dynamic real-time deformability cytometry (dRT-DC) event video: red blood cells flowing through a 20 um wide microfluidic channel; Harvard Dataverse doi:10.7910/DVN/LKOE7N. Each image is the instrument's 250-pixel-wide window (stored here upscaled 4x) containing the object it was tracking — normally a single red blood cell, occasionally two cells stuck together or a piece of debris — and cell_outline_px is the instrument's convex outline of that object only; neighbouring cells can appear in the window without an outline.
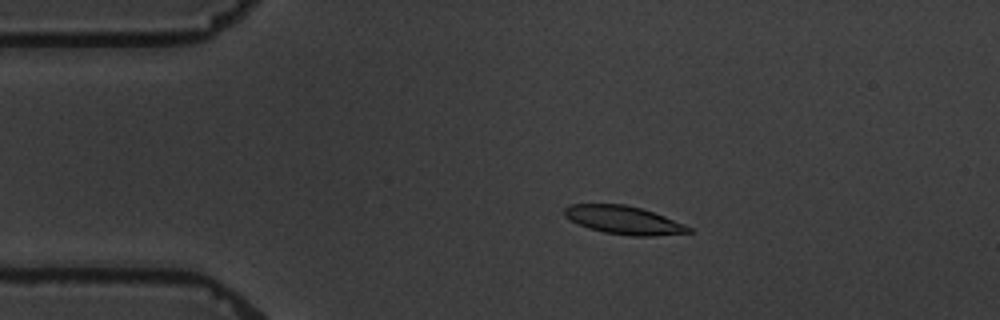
{"species": "common noctule bat (a hibernating species)", "species_latin": "Nyctalus noctula", "temperature_condition": "warm", "stored_images_in_passage": 7, "camera_frame_rate_fps": 3000, "um_per_image_px": 0.085, "animal": {"sex": "male", "body_mass_g": 19.5, "forearm_length_mm": 54.6}, "frame": {"image": 1, "passage_image": 3, "time_ms": 2.333, "image_size_px": [1000, 320], "cell_outline_px": [[696, 232], [652, 236], [632, 236], [604, 232], [588, 228], [564, 216], [564, 208], [568, 204], [624, 204], [640, 208], [664, 216], [684, 224], [692, 228]], "centroid_in_image_um": [53.04, 18.71], "position_along_channel_um": 32.0, "area_um2": 20.35}}
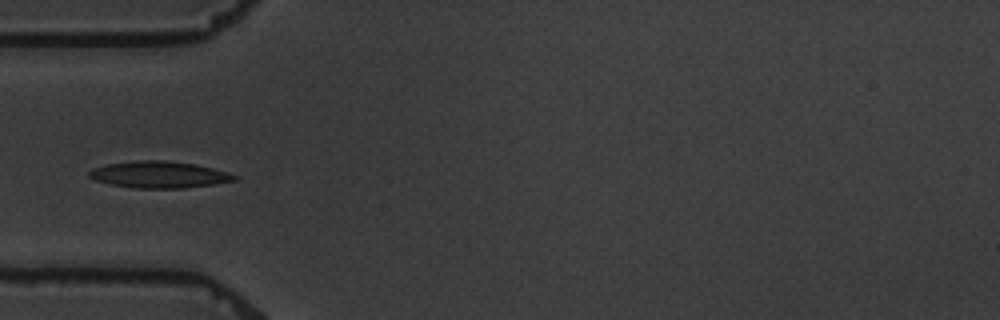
{"frame": {"image": 2, "passage_image": 5, "time_ms": 4.667, "image_size_px": [1000, 320], "cell_outline_px": [[236, 180], [212, 184], [184, 188], [132, 188], [112, 184], [96, 180], [88, 176], [88, 172], [92, 168], [108, 164], [136, 160], [164, 160], [196, 164], [228, 172], [236, 176]], "centroid_in_image_um": [13.5, 14.83], "position_along_channel_um": 71.5, "area_um2": 22.43}}
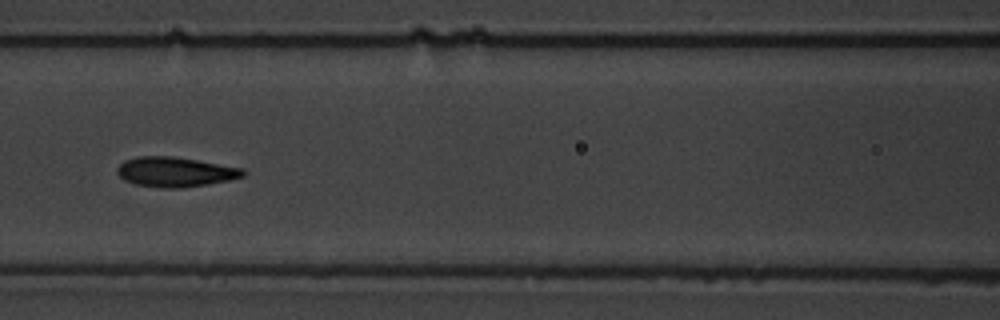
{"frame": {"image": 3, "passage_image": 7, "time_ms": 7.0, "image_size_px": [1000, 320], "cell_outline_px": [[248, 172], [244, 176], [228, 180], [208, 184], [180, 188], [164, 188], [136, 184], [124, 180], [116, 172], [116, 168], [124, 160], [136, 156], [172, 156], [244, 168]], "centroid_in_image_um": [14.89, 14.61], "position_along_channel_um": 151.7, "area_um2": 21.91}}